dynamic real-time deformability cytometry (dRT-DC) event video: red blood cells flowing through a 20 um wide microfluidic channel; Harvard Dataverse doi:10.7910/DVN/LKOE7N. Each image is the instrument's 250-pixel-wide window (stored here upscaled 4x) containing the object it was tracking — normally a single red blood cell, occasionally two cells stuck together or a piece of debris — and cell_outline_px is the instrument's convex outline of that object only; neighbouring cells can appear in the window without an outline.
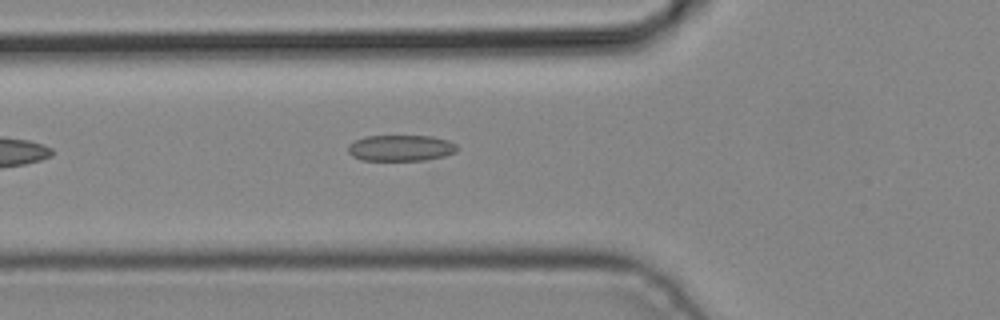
{"species": "common noctule bat (a hibernating species)", "species_latin": "Nyctalus noctula", "temperature_condition": "cold", "stored_images_in_passage": 3, "camera_frame_rate_fps": 3000, "um_per_image_px": 0.085, "animal": {"sex": "male", "body_mass_g": 19.2, "forearm_length_mm": 51.8}, "frame": {"image": 1, "passage_image": 3, "time_ms": 0.667, "image_size_px": [1000, 320], "cell_outline_px": [[456, 152], [444, 156], [424, 160], [360, 160], [352, 156], [348, 152], [348, 144], [364, 136], [432, 136], [448, 140], [456, 144]], "centroid_in_image_um": [34.04, 12.58], "position_along_channel_um": 91.8, "area_um2": 16.59}}